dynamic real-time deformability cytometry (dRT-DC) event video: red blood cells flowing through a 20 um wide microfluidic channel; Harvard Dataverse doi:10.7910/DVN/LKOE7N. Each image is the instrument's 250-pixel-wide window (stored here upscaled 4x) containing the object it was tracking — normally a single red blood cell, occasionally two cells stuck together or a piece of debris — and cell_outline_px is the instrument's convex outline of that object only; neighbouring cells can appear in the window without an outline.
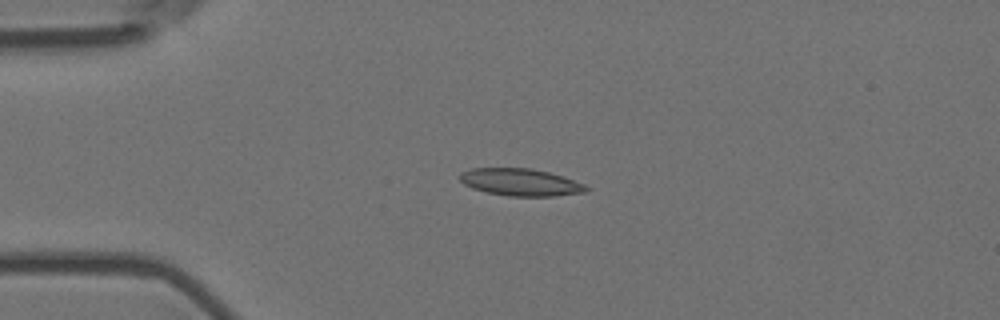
{"species": "Egyptian fruit bat (a non-hibernating species)", "species_latin": "Rousettus aegyptiacus", "temperature_condition": "room temperature", "stored_images_in_passage": 4, "camera_frame_rate_fps": 3000, "um_per_image_px": 0.085, "animal": {"sex": "female"}, "frame": {"image": 1, "passage_image": 3, "time_ms": 0.667, "image_size_px": [1000, 320], "cell_outline_px": [[588, 192], [552, 196], [508, 196], [484, 192], [472, 188], [464, 184], [460, 180], [460, 172], [472, 168], [532, 168], [548, 172], [584, 184], [588, 188]], "centroid_in_image_um": [44.2, 15.49], "position_along_channel_um": 40.8, "area_um2": 20.0}}